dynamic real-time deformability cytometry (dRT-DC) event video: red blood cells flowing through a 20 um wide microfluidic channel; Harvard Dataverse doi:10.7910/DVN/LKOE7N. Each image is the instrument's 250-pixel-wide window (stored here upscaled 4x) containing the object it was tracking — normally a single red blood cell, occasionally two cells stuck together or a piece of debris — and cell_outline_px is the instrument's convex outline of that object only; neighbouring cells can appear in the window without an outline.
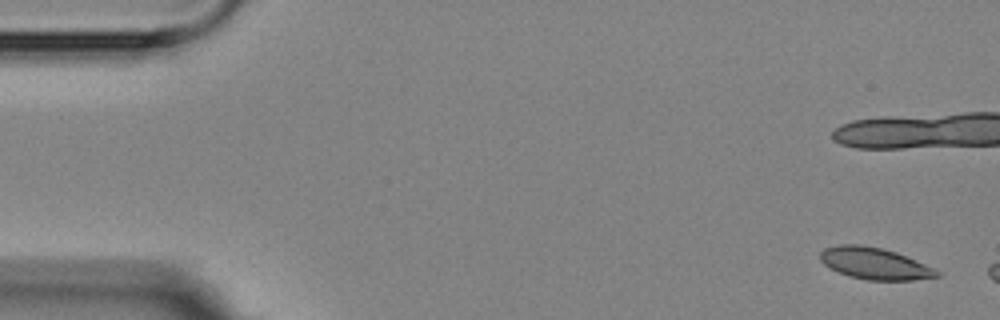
{"species": "Egyptian fruit bat (a non-hibernating species)", "species_latin": "Rousettus aegyptiacus", "temperature_condition": "room temperature", "stored_images_in_passage": 6, "segment_of_instrument_passage": [2, 2], "camera_frame_rate_fps": 3000, "um_per_image_px": 0.085, "animal": {"sex": "female"}, "frame": {"image": 1, "passage_image": 6, "time_ms": 6.333, "image_size_px": [1000, 320], "cell_outline_px": [[940, 276], [912, 280], [868, 280], [852, 276], [840, 272], [824, 264], [820, 260], [820, 252], [824, 248], [840, 244], [860, 244], [880, 248], [896, 252], [936, 268], [940, 272]], "centroid_in_image_um": [74.37, 22.39], "position_along_channel_um": 10.6, "area_um2": 21.39}}